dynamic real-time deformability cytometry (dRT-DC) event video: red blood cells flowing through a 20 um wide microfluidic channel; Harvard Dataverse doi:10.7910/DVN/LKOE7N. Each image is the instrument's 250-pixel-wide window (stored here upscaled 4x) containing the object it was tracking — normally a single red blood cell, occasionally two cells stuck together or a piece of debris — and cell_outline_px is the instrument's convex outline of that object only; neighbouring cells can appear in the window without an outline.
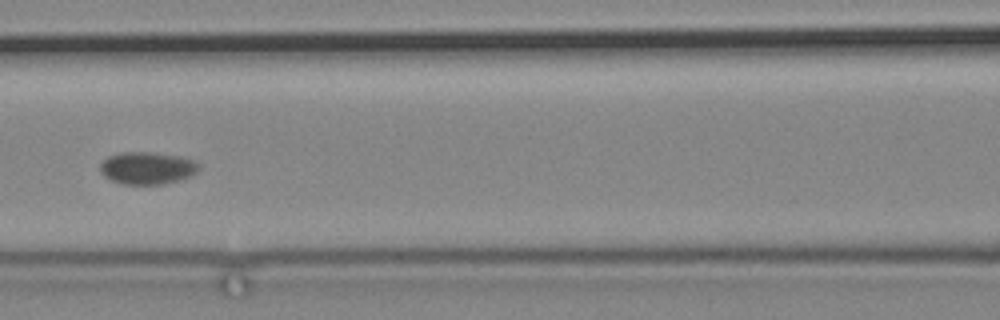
{"species": "common noctule bat (a hibernating species)", "species_latin": "Nyctalus noctula", "temperature_condition": "cold", "stored_images_in_passage": 3, "camera_frame_rate_fps": 3000, "um_per_image_px": 0.085, "animal": {"sex": "male", "body_mass_g": 19.2, "forearm_length_mm": 51.8}, "frame": {"image": 1, "passage_image": 3, "time_ms": 2.333, "image_size_px": [1000, 320], "cell_outline_px": [[200, 168], [196, 172], [180, 180], [164, 184], [124, 184], [112, 180], [104, 176], [100, 172], [100, 164], [108, 156], [120, 152], [152, 152], [180, 156], [192, 160], [200, 164]], "centroid_in_image_um": [12.51, 14.28], "position_along_channel_um": 154.1, "area_um2": 18.61}}